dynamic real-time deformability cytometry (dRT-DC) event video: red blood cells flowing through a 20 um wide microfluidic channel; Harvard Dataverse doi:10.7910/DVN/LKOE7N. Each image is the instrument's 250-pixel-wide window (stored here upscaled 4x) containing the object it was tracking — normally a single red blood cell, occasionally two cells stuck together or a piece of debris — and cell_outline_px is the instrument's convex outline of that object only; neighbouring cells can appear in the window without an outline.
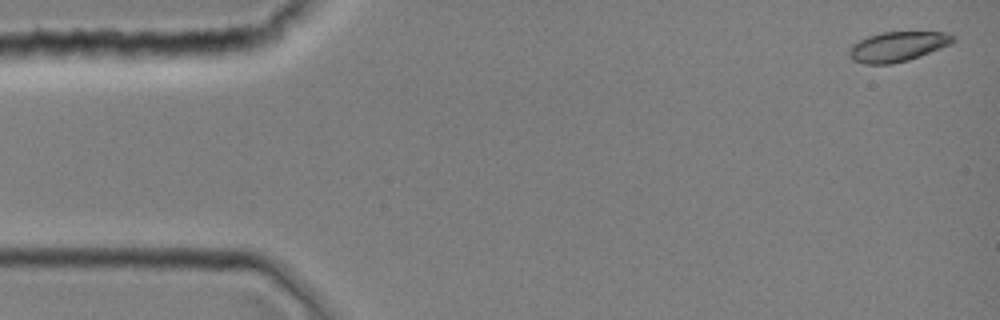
{"species": "common noctule bat (a hibernating species)", "species_latin": "Nyctalus noctula", "temperature_condition": "room temperature", "stored_images_in_passage": 5, "camera_frame_rate_fps": 3000, "um_per_image_px": 0.085, "animal": {"sex": "female", "body_mass_g": 19.0, "forearm_length_mm": 51.5}, "frame": {"image": 1, "passage_image": 1, "time_ms": 0.0, "image_size_px": [1000, 320], "cell_outline_px": [[956, 40], [952, 44], [920, 56], [908, 60], [892, 64], [864, 64], [852, 60], [848, 56], [848, 48], [852, 44], [868, 36], [880, 32], [948, 32], [956, 36]], "centroid_in_image_um": [76.3, 3.95], "position_along_channel_um": 8.7, "area_um2": 18.38}}